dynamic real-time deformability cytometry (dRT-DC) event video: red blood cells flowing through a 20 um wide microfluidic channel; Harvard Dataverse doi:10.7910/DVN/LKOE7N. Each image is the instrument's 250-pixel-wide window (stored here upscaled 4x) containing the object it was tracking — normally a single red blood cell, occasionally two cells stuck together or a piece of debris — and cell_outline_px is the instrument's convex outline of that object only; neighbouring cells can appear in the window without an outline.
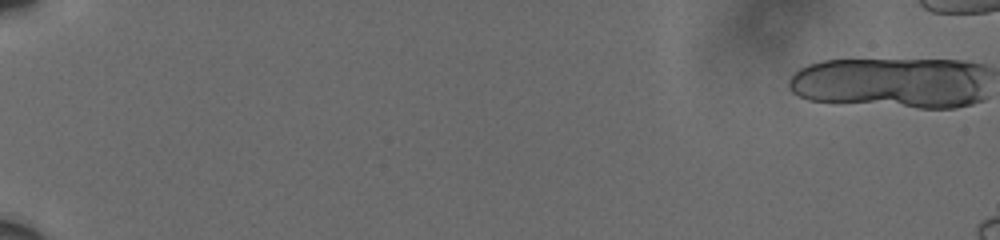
{"species": "human", "species_latin": "Homo sapiens", "temperature_condition": "cold", "stored_images_in_passage": 15, "camera_frame_rate_fps": 3000, "um_per_image_px": 0.085, "donor": {"sex": "male"}, "frame": {"image": 1, "passage_image": 1, "time_ms": 0.0, "image_size_px": [1000, 240], "cell_outline_px": [[984, 68], [980, 100], [968, 104], [952, 108], [924, 108], [812, 100], [800, 96], [792, 88], [792, 76], [796, 72], [812, 64], [828, 60], [956, 60], [980, 64]], "centroid_in_image_um": [75.83, 7.02], "position_along_channel_um": 9.2, "area_um2": 58.03}}